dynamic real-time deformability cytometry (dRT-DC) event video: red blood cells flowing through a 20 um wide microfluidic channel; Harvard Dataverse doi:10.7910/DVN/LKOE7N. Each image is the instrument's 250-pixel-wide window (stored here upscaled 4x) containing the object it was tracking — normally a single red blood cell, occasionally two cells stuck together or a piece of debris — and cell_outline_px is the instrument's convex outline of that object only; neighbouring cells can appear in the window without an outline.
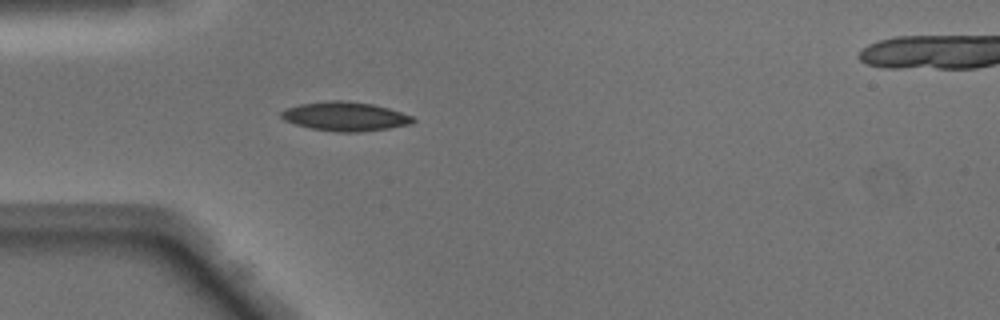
{"species": "Egyptian fruit bat (a non-hibernating species)", "species_latin": "Rousettus aegyptiacus", "temperature_condition": "warm", "stored_images_in_passage": 35, "camera_frame_rate_fps": 3000, "um_per_image_px": 0.085, "animal": {"sex": "male"}, "frame": {"image": 1, "passage_image": 1, "time_ms": 0.0, "image_size_px": [1000, 320], "cell_outline_px": [[416, 120], [412, 124], [388, 128], [360, 132], [340, 132], [312, 128], [296, 124], [284, 120], [280, 116], [280, 112], [288, 108], [300, 104], [328, 100], [344, 100], [372, 104], [388, 108], [412, 116]], "centroid_in_image_um": [29.35, 9.89], "position_along_channel_um": 55.7, "area_um2": 22.14}}
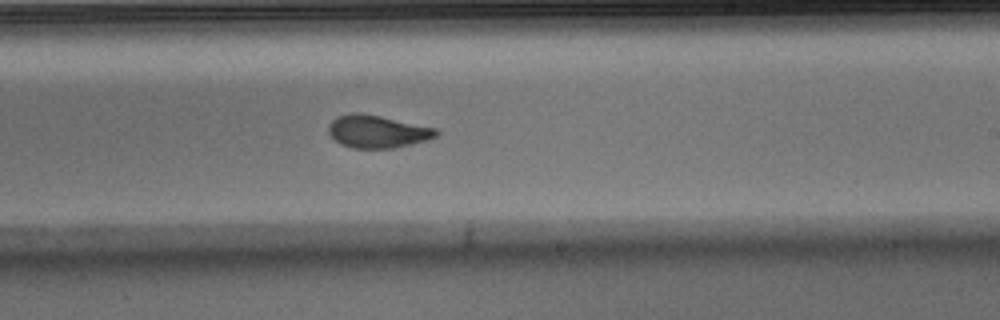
{"frame": {"image": 2, "passage_image": 16, "time_ms": 5.0, "image_size_px": [1000, 320], "cell_outline_px": [[440, 132], [436, 136], [412, 144], [392, 148], [352, 148], [340, 144], [328, 132], [328, 128], [332, 120], [336, 116], [352, 112], [360, 112], [380, 116], [436, 128]], "centroid_in_image_um": [32.05, 11.17], "position_along_channel_um": 257.0, "area_um2": 20.4}}
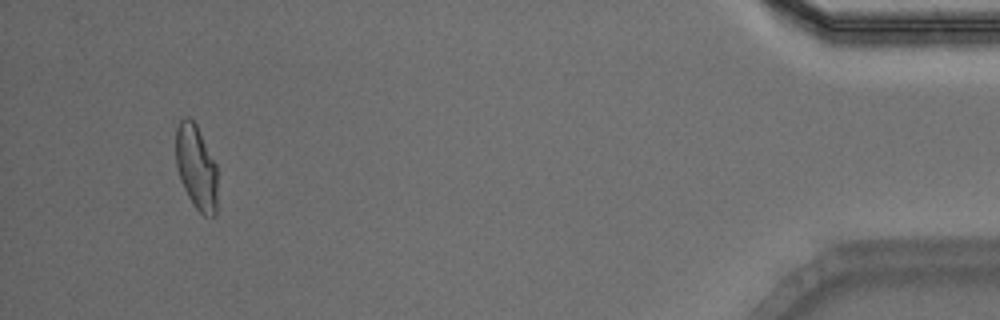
{"frame": {"image": 3, "passage_image": 33, "time_ms": 10.667, "image_size_px": [1000, 320], "cell_outline_px": [[216, 216], [204, 216], [192, 204], [180, 180], [176, 164], [176, 128], [180, 120], [184, 116], [188, 116], [196, 124], [216, 164]], "centroid_in_image_um": [16.67, 14.21], "position_along_channel_um": 418.5, "area_um2": 20.46}, "authors_computed_cell_mechanics": {"area_um2": 21.1548, "velocity_mm_per_s": 4.1233, "shape_relaxation_time_tau1_ms": 4.1076, "shape_relaxation_time_tau2_ms": 1.2709, "deformation_change_tau1": 0.1786, "deformation_change_tau2": 0.0669}}